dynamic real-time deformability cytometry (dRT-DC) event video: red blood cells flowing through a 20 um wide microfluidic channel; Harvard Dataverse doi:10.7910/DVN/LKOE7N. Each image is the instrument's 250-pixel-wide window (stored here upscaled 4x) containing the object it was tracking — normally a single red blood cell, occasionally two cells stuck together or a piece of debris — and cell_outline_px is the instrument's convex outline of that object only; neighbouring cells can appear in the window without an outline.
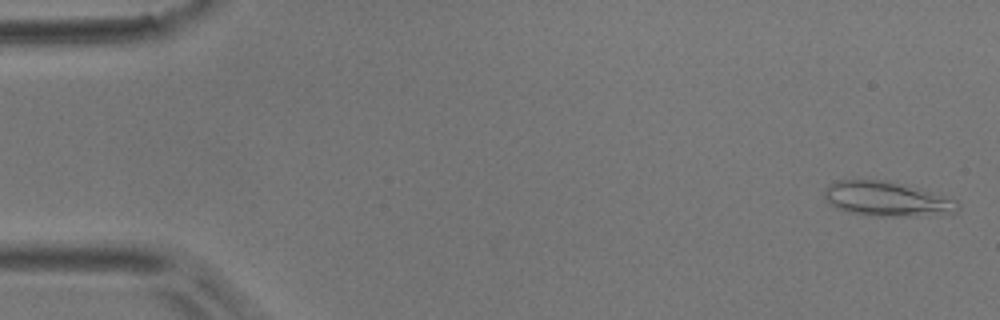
{"species": "common noctule bat (a hibernating species)", "species_latin": "Nyctalus noctula", "temperature_condition": "room temperature", "stored_images_in_passage": 7, "camera_frame_rate_fps": 3000, "um_per_image_px": 0.085, "animal": {"sex": "male", "body_mass_g": 17.9}, "frame": {"image": 1, "passage_image": 2, "time_ms": 0.333, "image_size_px": [1000, 320], "cell_outline_px": [[960, 208], [956, 212], [908, 216], [872, 216], [848, 212], [836, 208], [824, 196], [824, 188], [836, 180], [888, 180], [956, 200], [960, 204]], "centroid_in_image_um": [75.33, 16.91], "position_along_channel_um": 9.7, "area_um2": 26.53}}